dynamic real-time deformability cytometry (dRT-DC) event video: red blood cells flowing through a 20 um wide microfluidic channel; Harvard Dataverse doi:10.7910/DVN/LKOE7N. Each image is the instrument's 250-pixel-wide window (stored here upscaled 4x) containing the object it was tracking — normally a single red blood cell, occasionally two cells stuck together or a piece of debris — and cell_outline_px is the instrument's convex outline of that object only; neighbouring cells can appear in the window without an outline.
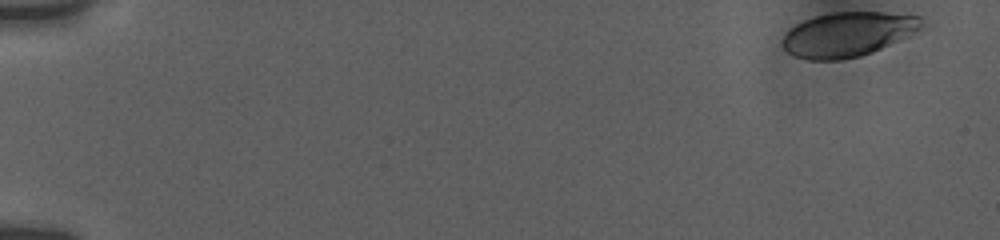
{"species": "human", "species_latin": "Homo sapiens", "temperature_condition": "room temperature", "stored_images_in_passage": 48, "camera_frame_rate_fps": 3000, "um_per_image_px": 0.085, "donor": {"sex": "female"}, "frame": {"image": 1, "passage_image": 1, "time_ms": 0.0, "image_size_px": [1000, 240], "cell_outline_px": [[932, 24], [920, 32], [872, 52], [860, 56], [840, 60], [808, 60], [796, 56], [788, 52], [780, 44], [784, 36], [796, 24], [804, 20], [816, 16], [832, 12], [884, 12], [924, 16]], "centroid_in_image_um": [72.23, 2.9], "position_along_channel_um": 12.8, "area_um2": 36.93}}
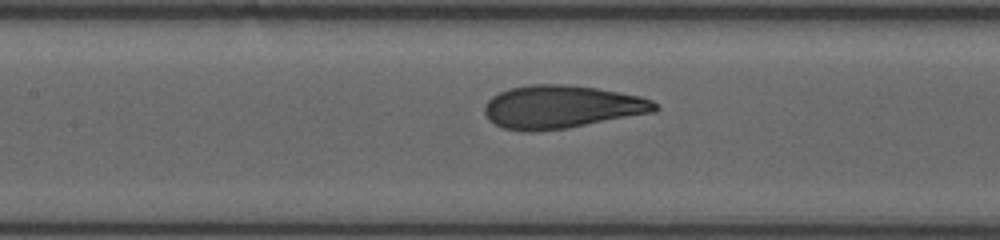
{"frame": {"image": 2, "passage_image": 26, "time_ms": 8.333, "image_size_px": [1000, 240], "cell_outline_px": [[660, 108], [656, 112], [568, 128], [532, 132], [528, 132], [504, 128], [488, 120], [484, 112], [484, 104], [492, 96], [508, 88], [528, 84], [568, 84], [596, 88], [640, 96], [652, 100]], "centroid_in_image_um": [47.73, 9.08], "position_along_channel_um": 159.7, "area_um2": 43.06}}
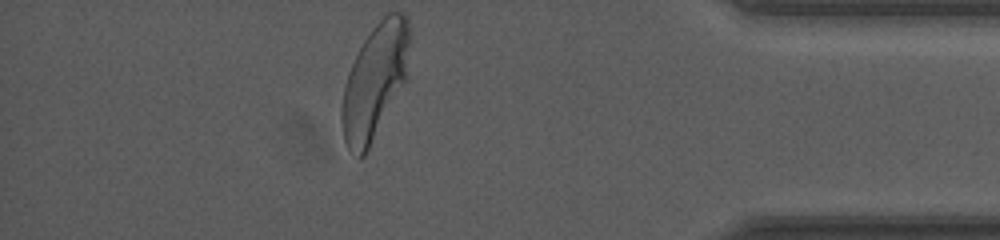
{"frame": {"image": 3, "passage_image": 48, "time_ms": 15.667, "image_size_px": [1000, 240], "cell_outline_px": [[408, 44], [404, 80], [364, 156], [360, 156], [348, 148], [344, 140], [340, 120], [340, 108], [344, 84], [348, 72], [364, 40], [372, 28], [388, 12], [400, 12], [408, 16]], "centroid_in_image_um": [31.79, 6.89], "position_along_channel_um": 403.4, "area_um2": 43.87}, "authors_computed_cell_mechanics": {"area_um2": 41.8761, "velocity_mm_per_s": 3.7513, "shape_relaxation_time_tau1_ms": 5.3354, "shape_relaxation_time_tau2_ms": null, "deformation_change_tau1": 0.2202, "deformation_change_tau2": null}}